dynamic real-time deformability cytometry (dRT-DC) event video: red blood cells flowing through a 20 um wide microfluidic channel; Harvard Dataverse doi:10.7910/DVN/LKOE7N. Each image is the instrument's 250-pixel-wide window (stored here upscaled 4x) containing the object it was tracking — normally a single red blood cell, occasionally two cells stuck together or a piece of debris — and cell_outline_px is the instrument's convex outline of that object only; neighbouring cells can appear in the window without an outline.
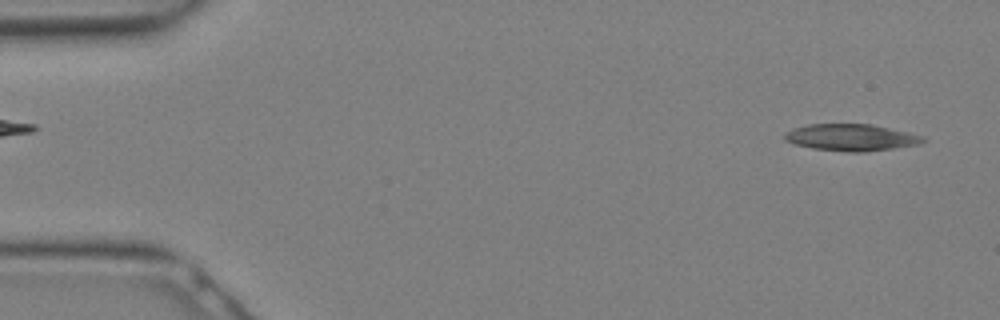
{"species": "Egyptian fruit bat (a non-hibernating species)", "species_latin": "Rousettus aegyptiacus", "temperature_condition": "warm", "stored_images_in_passage": 10, "camera_frame_rate_fps": 3000, "um_per_image_px": 0.085, "animal": {"sex": "female"}, "frame": {"image": 1, "passage_image": 1, "time_ms": 0.0, "image_size_px": [1000, 320], "cell_outline_px": [[928, 140], [920, 144], [864, 152], [848, 152], [812, 148], [796, 144], [784, 140], [784, 132], [792, 128], [808, 124], [872, 124], [908, 132], [924, 136]], "centroid_in_image_um": [72.35, 11.68], "position_along_channel_um": 12.7, "area_um2": 21.68}}
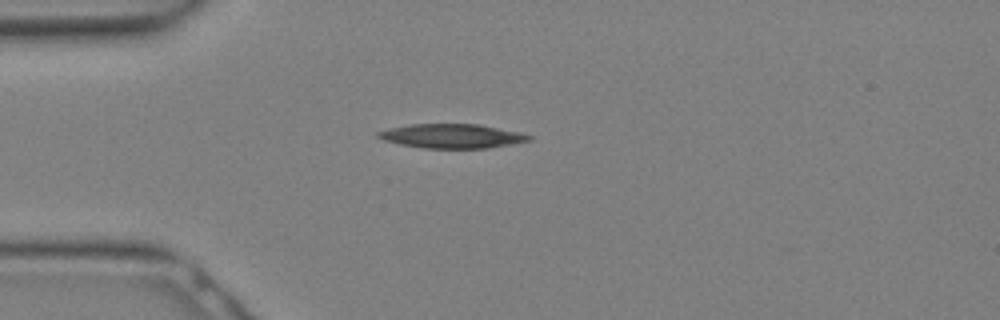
{"frame": {"image": 2, "passage_image": 7, "time_ms": 2.0, "image_size_px": [1000, 320], "cell_outline_px": [[532, 140], [512, 144], [488, 148], [424, 148], [400, 144], [384, 140], [376, 136], [376, 132], [388, 128], [412, 124], [480, 124], [520, 132], [532, 136]], "centroid_in_image_um": [38.43, 11.56], "position_along_channel_um": 46.6, "area_um2": 21.33}}
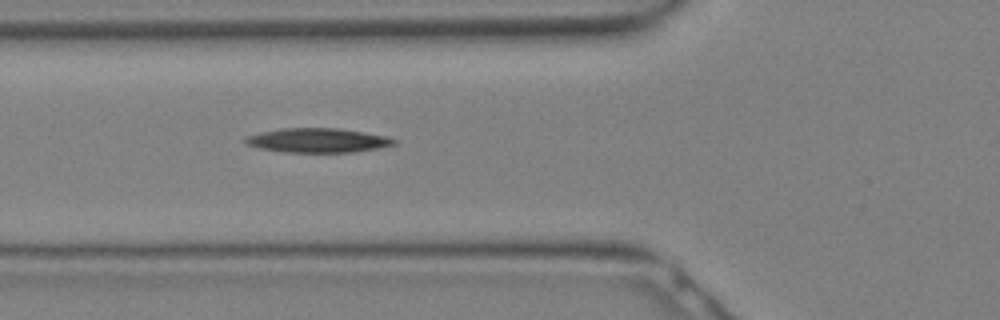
{"frame": {"image": 3, "passage_image": 10, "time_ms": 3.0, "image_size_px": [1000, 320], "cell_outline_px": [[400, 140], [396, 144], [380, 148], [352, 152], [284, 152], [260, 148], [248, 144], [244, 140], [244, 136], [260, 132], [280, 128], [340, 128], [388, 136]], "centroid_in_image_um": [27.06, 11.92], "position_along_channel_um": 98.7, "area_um2": 21.27}}